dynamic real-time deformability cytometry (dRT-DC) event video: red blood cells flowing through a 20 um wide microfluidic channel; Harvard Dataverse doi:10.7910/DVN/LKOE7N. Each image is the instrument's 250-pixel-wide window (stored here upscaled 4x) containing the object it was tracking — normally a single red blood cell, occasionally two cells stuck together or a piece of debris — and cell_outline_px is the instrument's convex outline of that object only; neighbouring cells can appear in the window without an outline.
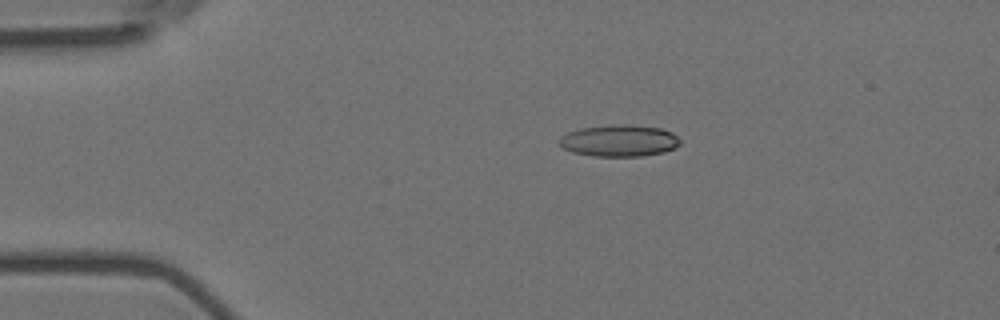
{"species": "Egyptian fruit bat (a non-hibernating species)", "species_latin": "Rousettus aegyptiacus", "temperature_condition": "room temperature", "stored_images_in_passage": 21, "camera_frame_rate_fps": 3000, "um_per_image_px": 0.085, "animal": {"sex": "female"}, "frame": {"image": 1, "passage_image": 11, "time_ms": 3.333, "image_size_px": [1000, 320], "cell_outline_px": [[680, 144], [676, 148], [664, 152], [640, 156], [592, 156], [572, 152], [556, 144], [556, 140], [560, 136], [568, 132], [580, 128], [608, 124], [624, 124], [660, 128], [672, 132], [680, 140]], "centroid_in_image_um": [52.58, 11.95], "position_along_channel_um": 32.4, "area_um2": 22.66}}
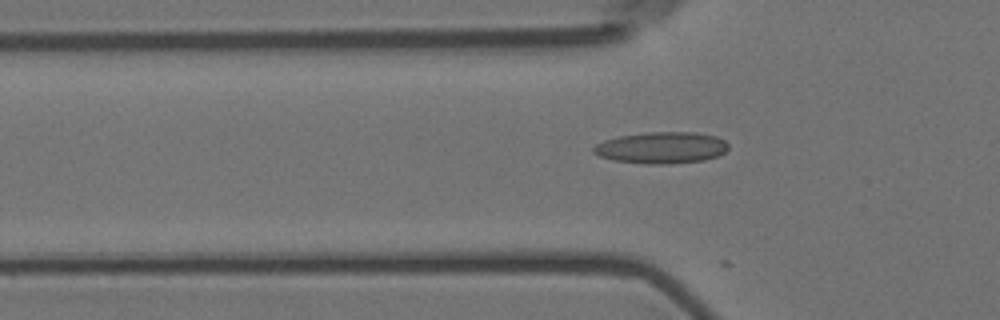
{"frame": {"image": 2, "passage_image": 18, "time_ms": 5.667, "image_size_px": [1000, 320], "cell_outline_px": [[728, 148], [720, 156], [704, 160], [672, 164], [648, 164], [612, 160], [600, 156], [592, 152], [592, 148], [596, 144], [604, 140], [620, 136], [648, 132], [692, 132], [716, 136], [724, 140], [728, 144]], "centroid_in_image_um": [56.23, 12.56], "position_along_channel_um": 69.6, "area_um2": 24.91}}